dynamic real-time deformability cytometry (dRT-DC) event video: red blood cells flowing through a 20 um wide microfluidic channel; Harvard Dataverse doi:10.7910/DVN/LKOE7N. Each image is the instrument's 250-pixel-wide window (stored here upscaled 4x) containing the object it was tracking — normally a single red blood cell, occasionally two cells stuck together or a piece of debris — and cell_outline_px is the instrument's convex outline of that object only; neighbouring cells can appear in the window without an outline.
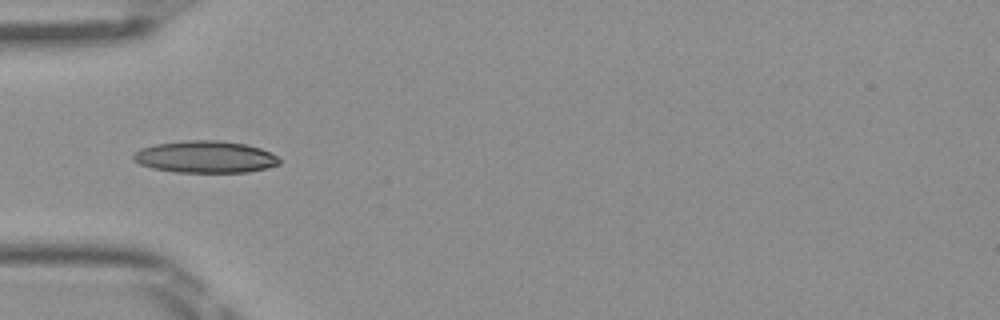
{"species": "Egyptian fruit bat (a non-hibernating species)", "species_latin": "Rousettus aegyptiacus", "temperature_condition": "room temperature", "stored_images_in_passage": 35, "camera_frame_rate_fps": 3000, "um_per_image_px": 0.085, "frame": {"image": 1, "passage_image": 1, "time_ms": 0.0, "image_size_px": [1000, 320], "cell_outline_px": [[280, 164], [268, 168], [248, 172], [176, 172], [152, 168], [140, 164], [132, 160], [132, 156], [140, 148], [156, 144], [188, 140], [216, 140], [244, 144], [260, 148], [276, 156], [280, 160]], "centroid_in_image_um": [17.43, 13.34], "position_along_channel_um": 67.6, "area_um2": 27.11}}
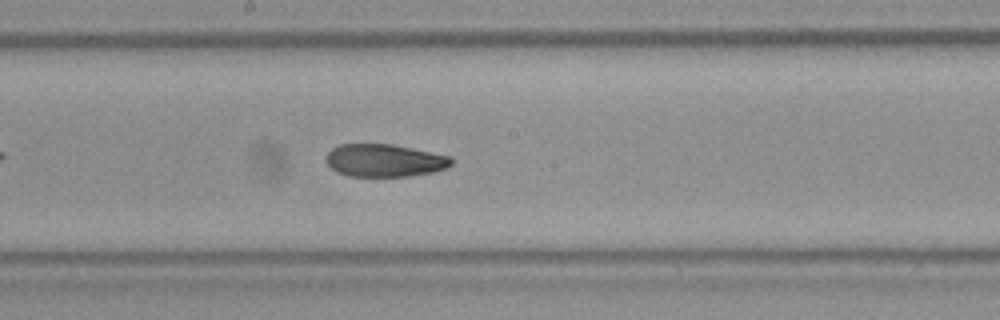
{"frame": {"image": 2, "passage_image": 12, "time_ms": 3.667, "image_size_px": [1000, 320], "cell_outline_px": [[452, 164], [448, 168], [432, 172], [408, 176], [348, 176], [336, 172], [328, 164], [328, 152], [332, 148], [340, 144], [392, 144], [452, 156]], "centroid_in_image_um": [32.72, 13.64], "position_along_channel_um": 215.5, "area_um2": 23.81}}
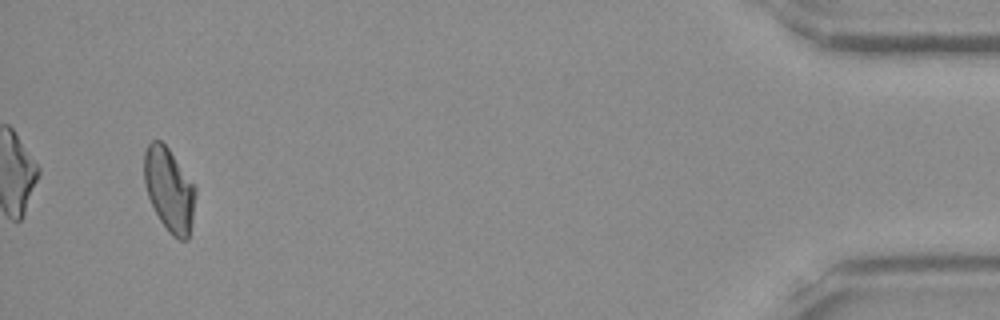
{"frame": {"image": 3, "passage_image": 33, "time_ms": 10.667, "image_size_px": [1000, 320], "cell_outline_px": [[196, 192], [192, 220], [188, 240], [180, 240], [172, 236], [168, 232], [160, 220], [148, 196], [144, 184], [144, 152], [148, 144], [152, 140], [160, 140], [168, 148], [196, 188]], "centroid_in_image_um": [14.37, 16.13], "position_along_channel_um": 420.8, "area_um2": 24.8}, "authors_computed_cell_mechanics": {"area_um2": 24.7962, "velocity_mm_per_s": 4.0276, "shape_relaxation_time_tau1_ms": null, "shape_relaxation_time_tau2_ms": 2.8676, "deformation_change_tau1": null, "deformation_change_tau2": 0.0851}}